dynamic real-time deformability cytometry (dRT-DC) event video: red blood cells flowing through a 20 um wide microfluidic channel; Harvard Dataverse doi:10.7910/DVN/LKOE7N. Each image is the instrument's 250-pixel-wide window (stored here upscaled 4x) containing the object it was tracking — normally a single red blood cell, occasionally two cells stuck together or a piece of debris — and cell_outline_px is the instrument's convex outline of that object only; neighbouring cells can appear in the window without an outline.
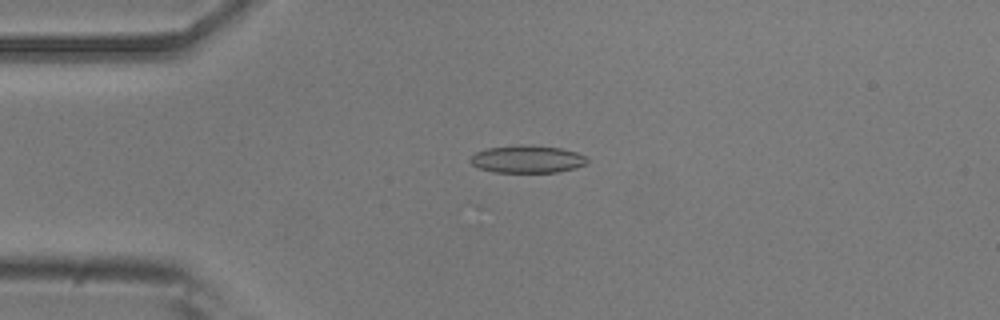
{"species": "common noctule bat (a hibernating species)", "species_latin": "Nyctalus noctula", "temperature_condition": "room temperature", "stored_images_in_passage": 12, "camera_frame_rate_fps": 3000, "um_per_image_px": 0.085, "animal": {"sex": "male", "body_mass_g": 20.5, "forearm_length_mm": 52.5}, "frame": {"image": 1, "passage_image": 8, "time_ms": 2.333, "image_size_px": [1000, 320], "cell_outline_px": [[588, 160], [584, 164], [572, 168], [556, 172], [492, 172], [480, 168], [472, 164], [468, 160], [476, 152], [488, 148], [520, 144], [560, 148], [576, 152], [584, 156]], "centroid_in_image_um": [44.76, 13.52], "position_along_channel_um": 40.2, "area_um2": 18.5}}